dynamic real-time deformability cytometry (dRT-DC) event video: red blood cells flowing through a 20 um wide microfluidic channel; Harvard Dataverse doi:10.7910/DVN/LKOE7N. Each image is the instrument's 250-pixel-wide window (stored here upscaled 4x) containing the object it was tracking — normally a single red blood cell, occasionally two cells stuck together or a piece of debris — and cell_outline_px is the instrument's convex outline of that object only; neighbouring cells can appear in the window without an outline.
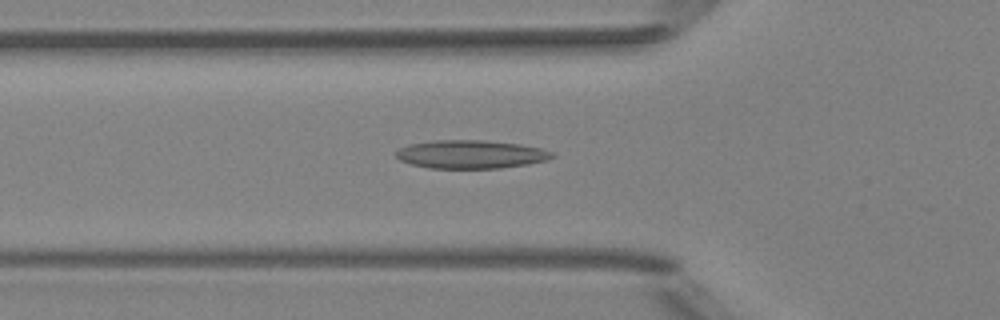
{"species": "Egyptian fruit bat (a non-hibernating species)", "species_latin": "Rousettus aegyptiacus", "temperature_condition": "room temperature", "stored_images_in_passage": 32, "camera_frame_rate_fps": 3000, "um_per_image_px": 0.085, "animal": {"sex": "female"}, "frame": {"image": 1, "passage_image": 18, "time_ms": 5.667, "image_size_px": [1000, 320], "cell_outline_px": [[556, 156], [548, 160], [528, 164], [500, 168], [428, 168], [412, 164], [400, 160], [396, 156], [396, 152], [400, 148], [408, 144], [432, 140], [480, 140], [520, 144], [540, 148], [552, 152]], "centroid_in_image_um": [40.02, 13.11], "position_along_channel_um": 85.8, "area_um2": 25.78}}
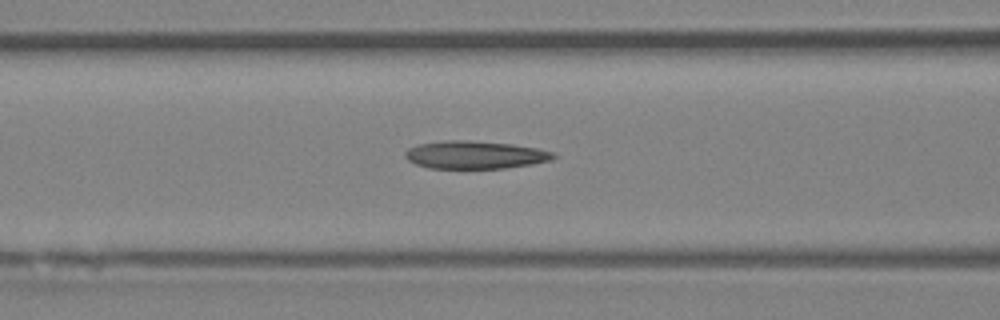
{"frame": {"image": 2, "passage_image": 21, "time_ms": 6.667, "image_size_px": [1000, 320], "cell_outline_px": [[556, 156], [552, 160], [532, 164], [504, 168], [428, 168], [416, 164], [408, 160], [404, 156], [404, 152], [408, 148], [420, 144], [444, 140], [468, 140], [512, 144], [536, 148], [556, 152]], "centroid_in_image_um": [40.38, 13.16], "position_along_channel_um": 126.2, "area_um2": 24.1}}
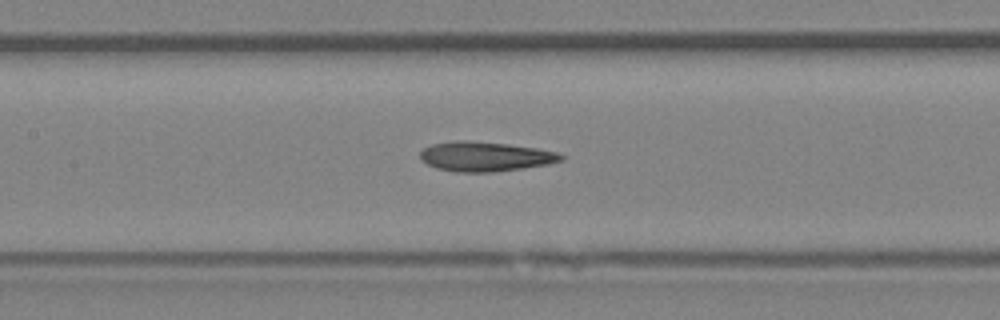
{"frame": {"image": 3, "passage_image": 24, "time_ms": 7.667, "image_size_px": [1000, 320], "cell_outline_px": [[564, 160], [548, 164], [524, 168], [492, 172], [456, 172], [436, 168], [420, 160], [420, 152], [424, 148], [432, 144], [460, 140], [464, 140], [504, 144], [536, 148], [556, 152], [564, 156]], "centroid_in_image_um": [41.23, 13.31], "position_along_channel_um": 166.2, "area_um2": 24.16}}